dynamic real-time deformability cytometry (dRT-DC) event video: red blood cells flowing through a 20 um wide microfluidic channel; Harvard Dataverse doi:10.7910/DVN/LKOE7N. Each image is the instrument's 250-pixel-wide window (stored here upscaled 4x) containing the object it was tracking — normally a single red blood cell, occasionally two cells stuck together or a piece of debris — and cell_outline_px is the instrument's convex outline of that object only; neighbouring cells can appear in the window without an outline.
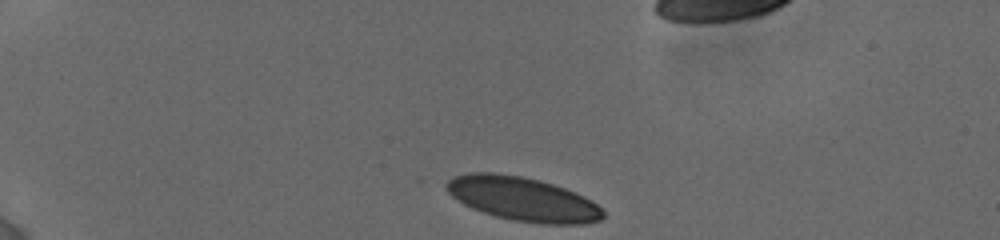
{"species": "human", "species_latin": "Homo sapiens", "temperature_condition": "cold", "stored_images_in_passage": 9, "camera_frame_rate_fps": 3000, "um_per_image_px": 0.085, "donor": {"sex": "female"}, "frame": {"image": 1, "passage_image": 1, "time_ms": 0.0, "image_size_px": [1000, 240], "cell_outline_px": [[604, 216], [600, 220], [584, 224], [540, 224], [512, 220], [496, 216], [472, 208], [464, 204], [452, 196], [444, 188], [444, 184], [452, 176], [468, 172], [492, 172], [520, 176], [540, 180], [576, 192], [584, 196], [596, 204], [604, 212]], "centroid_in_image_um": [44.4, 16.91], "position_along_channel_um": 40.6, "area_um2": 40.17}}
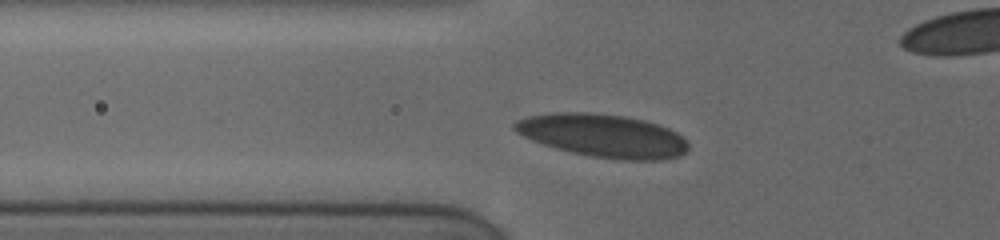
{"frame": {"image": 2, "passage_image": 7, "time_ms": 2.667, "image_size_px": [1000, 240], "cell_outline_px": [[688, 148], [680, 156], [664, 160], [620, 160], [592, 156], [572, 152], [556, 148], [532, 140], [516, 132], [512, 128], [512, 124], [516, 120], [528, 116], [552, 112], [588, 112], [624, 116], [644, 120], [668, 128], [676, 132], [688, 144]], "centroid_in_image_um": [51.23, 11.53], "position_along_channel_um": 74.6, "area_um2": 43.58}}
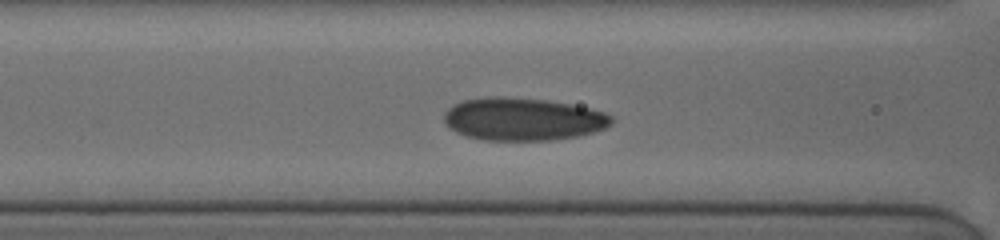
{"frame": {"image": 3, "passage_image": 9, "time_ms": 4.0, "image_size_px": [1000, 240], "cell_outline_px": [[612, 124], [604, 128], [592, 132], [576, 136], [552, 140], [484, 140], [464, 136], [448, 128], [444, 120], [444, 112], [452, 104], [464, 100], [488, 96], [500, 96], [544, 100], [568, 104], [588, 108], [604, 112], [612, 116]], "centroid_in_image_um": [44.38, 10.13], "position_along_channel_um": 122.2, "area_um2": 41.67}}